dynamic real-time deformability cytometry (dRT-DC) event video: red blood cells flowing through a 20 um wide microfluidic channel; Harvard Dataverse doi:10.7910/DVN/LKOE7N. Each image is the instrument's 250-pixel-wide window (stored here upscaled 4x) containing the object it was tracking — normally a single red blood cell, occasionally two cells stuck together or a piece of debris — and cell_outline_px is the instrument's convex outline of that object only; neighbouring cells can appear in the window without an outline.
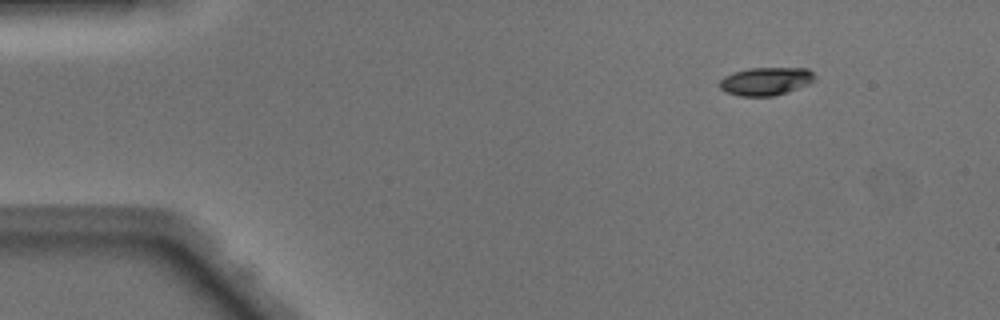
{"species": "Egyptian fruit bat (a non-hibernating species)", "species_latin": "Rousettus aegyptiacus", "temperature_condition": "warm", "stored_images_in_passage": 44, "camera_frame_rate_fps": 3000, "um_per_image_px": 0.085, "animal": {"sex": "male"}, "frame": {"image": 1, "passage_image": 1, "time_ms": 0.0, "image_size_px": [1000, 320], "cell_outline_px": [[816, 80], [808, 84], [788, 92], [772, 96], [740, 96], [724, 92], [720, 88], [720, 80], [724, 76], [732, 72], [748, 68], [808, 68], [816, 76]], "centroid_in_image_um": [65.09, 6.9], "position_along_channel_um": 19.9, "area_um2": 15.72}}
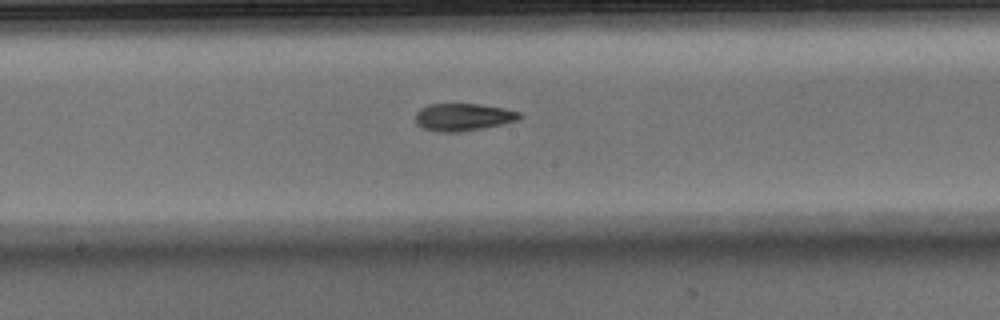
{"frame": {"image": 2, "passage_image": 21, "time_ms": 6.667, "image_size_px": [1000, 320], "cell_outline_px": [[524, 116], [516, 120], [500, 124], [460, 132], [436, 132], [424, 128], [416, 124], [416, 112], [420, 108], [428, 104], [480, 104], [504, 108], [520, 112]], "centroid_in_image_um": [39.34, 9.94], "position_along_channel_um": 208.9, "area_um2": 16.59}}
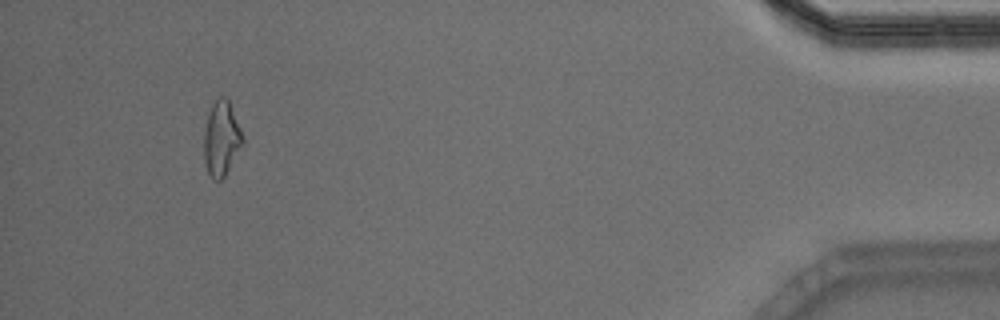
{"frame": {"image": 3, "passage_image": 41, "time_ms": 13.333, "image_size_px": [1000, 320], "cell_outline_px": [[244, 144], [224, 176], [220, 180], [212, 180], [208, 172], [204, 160], [204, 132], [208, 112], [212, 104], [220, 96], [224, 96], [228, 100], [244, 136]], "centroid_in_image_um": [18.82, 11.78], "position_along_channel_um": 416.4, "area_um2": 16.88}, "authors_computed_cell_mechanics": {"area_um2": 16.5886, "velocity_mm_per_s": 4.126, "shape_relaxation_time_tau1_ms": 6.087, "shape_relaxation_time_tau2_ms": 3.2638, "deformation_change_tau1": 0.1795, "deformation_change_tau2": 0.0966}}